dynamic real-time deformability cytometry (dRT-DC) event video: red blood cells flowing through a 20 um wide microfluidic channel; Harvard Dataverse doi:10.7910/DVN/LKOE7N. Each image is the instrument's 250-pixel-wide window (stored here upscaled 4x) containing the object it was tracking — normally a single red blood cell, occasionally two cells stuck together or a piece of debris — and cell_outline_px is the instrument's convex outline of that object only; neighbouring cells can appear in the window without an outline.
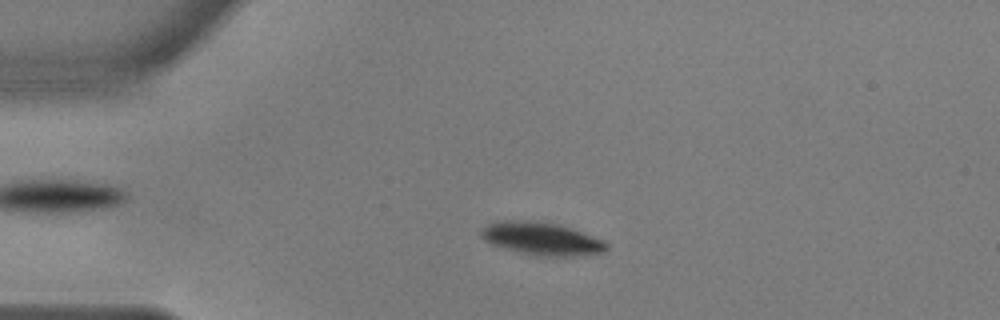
{"species": "common noctule bat (a hibernating species)", "species_latin": "Nyctalus noctula", "temperature_condition": "warm", "stored_images_in_passage": 55, "camera_frame_rate_fps": 3000, "um_per_image_px": 0.085, "animal": {"sex": "male", "body_mass_g": 17.9, "forearm_length_mm": 54.2}, "frame": {"image": 1, "passage_image": 12, "time_ms": 3.667, "image_size_px": [1000, 320], "cell_outline_px": [[608, 248], [604, 252], [572, 256], [540, 256], [520, 252], [504, 248], [492, 244], [484, 240], [480, 236], [480, 232], [488, 224], [512, 220], [516, 220], [556, 224], [604, 240], [608, 244]], "centroid_in_image_um": [46.04, 20.31], "position_along_channel_um": 39.0, "area_um2": 23.29}}
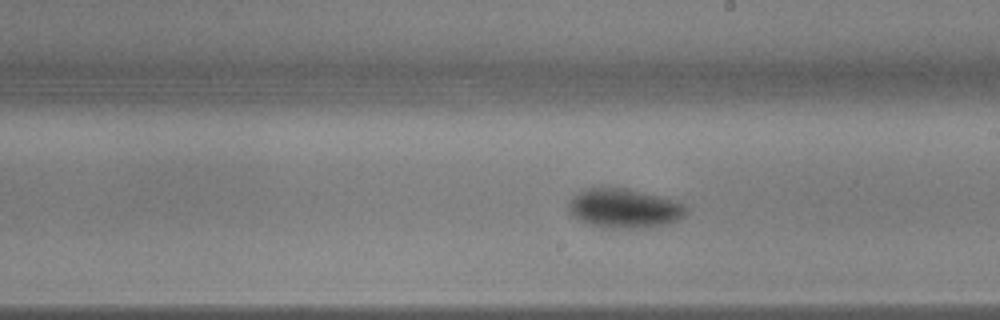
{"frame": {"image": 2, "passage_image": 31, "time_ms": 10.0, "image_size_px": [1000, 320], "cell_outline_px": [[692, 208], [684, 216], [668, 224], [648, 228], [604, 228], [580, 220], [572, 216], [568, 208], [568, 204], [580, 192], [588, 188], [624, 188], [672, 200], [684, 204]], "centroid_in_image_um": [53.11, 17.74], "position_along_channel_um": 235.9, "area_um2": 26.65}}
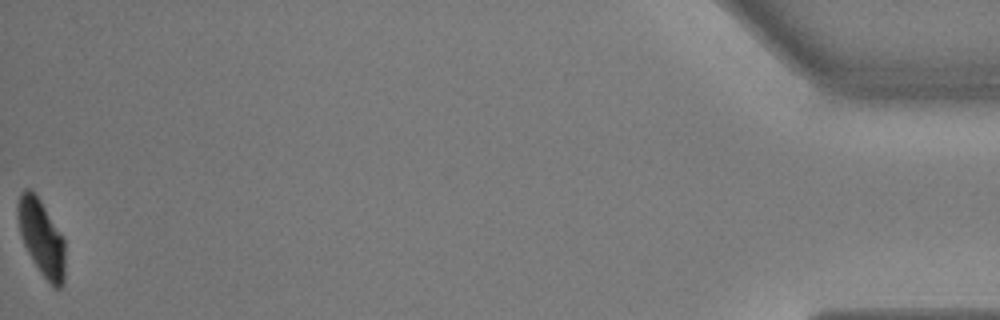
{"frame": {"image": 3, "passage_image": 55, "time_ms": 18.0, "image_size_px": [1000, 320], "cell_outline_px": [[64, 284], [60, 288], [52, 288], [40, 272], [28, 252], [24, 244], [20, 232], [16, 216], [16, 204], [20, 192], [24, 188], [28, 188], [40, 200], [64, 236]], "centroid_in_image_um": [3.52, 20.2], "position_along_channel_um": 431.7, "area_um2": 21.15}, "authors_computed_cell_mechanics": {"area_um2": 24.565, "velocity_mm_per_s": 3.6332, "shape_relaxation_time_tau1_ms": 2.2717, "shape_relaxation_time_tau2_ms": 2.9925, "deformation_change_tau1": 0.1217, "deformation_change_tau2": 0.0347}}